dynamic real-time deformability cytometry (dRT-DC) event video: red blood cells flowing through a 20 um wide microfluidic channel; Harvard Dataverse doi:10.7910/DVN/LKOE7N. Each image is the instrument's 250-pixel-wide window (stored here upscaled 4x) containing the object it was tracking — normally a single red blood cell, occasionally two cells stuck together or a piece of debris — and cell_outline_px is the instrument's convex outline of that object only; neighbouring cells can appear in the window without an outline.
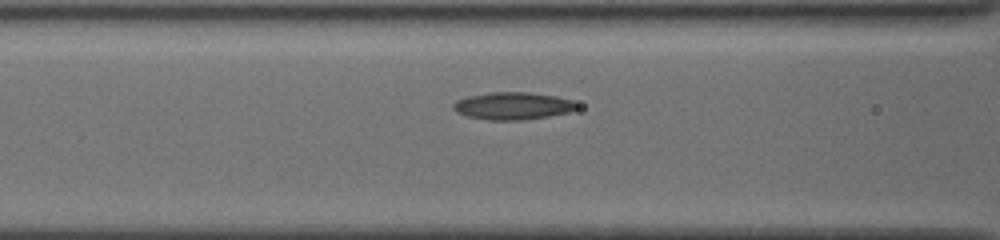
{"species": "common noctule bat (a hibernating species)", "species_latin": "Nyctalus noctula", "temperature_condition": "cold", "stored_images_in_passage": 11, "camera_frame_rate_fps": 3000, "um_per_image_px": 0.085, "animal": {"sex": "female", "body_mass_g": 19.5, "forearm_length_mm": 54.1}, "frame": {"image": 1, "passage_image": 8, "time_ms": 1.333, "image_size_px": [1000, 240], "cell_outline_px": [[580, 108], [568, 112], [548, 116], [520, 120], [488, 120], [464, 116], [456, 112], [452, 108], [452, 104], [456, 100], [468, 96], [492, 92], [528, 92], [556, 96], [572, 100], [580, 104]], "centroid_in_image_um": [43.58, 9.0], "position_along_channel_um": 123.0, "area_um2": 19.94}}